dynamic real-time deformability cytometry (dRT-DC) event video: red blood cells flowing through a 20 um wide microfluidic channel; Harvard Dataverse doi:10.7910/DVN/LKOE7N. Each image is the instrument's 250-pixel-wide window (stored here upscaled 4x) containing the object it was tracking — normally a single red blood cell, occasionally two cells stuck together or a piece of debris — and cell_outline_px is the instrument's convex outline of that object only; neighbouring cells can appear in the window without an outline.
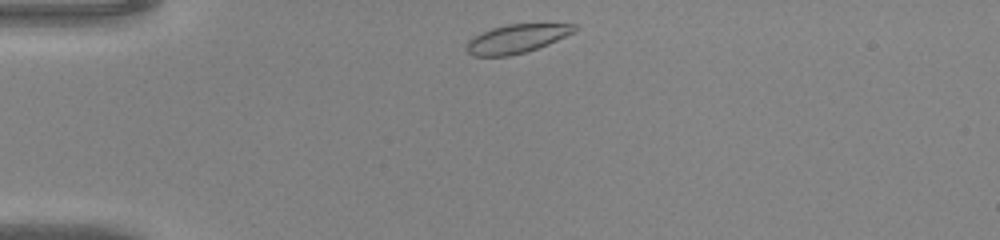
{"species": "common noctule bat (a hibernating species)", "species_latin": "Nyctalus noctula", "temperature_condition": "warm", "stored_images_in_passage": 31, "camera_frame_rate_fps": 3000, "um_per_image_px": 0.085, "animal": {"sex": "male", "body_mass_g": 20.0, "forearm_length_mm": 53.3}, "frame": {"image": 1, "passage_image": 1, "time_ms": 0.0, "image_size_px": [1000, 240], "cell_outline_px": [[580, 28], [548, 44], [524, 52], [508, 56], [472, 56], [464, 48], [468, 40], [492, 28], [508, 24], [580, 24]], "centroid_in_image_um": [43.9, 3.29], "position_along_channel_um": 41.1, "area_um2": 17.8}}
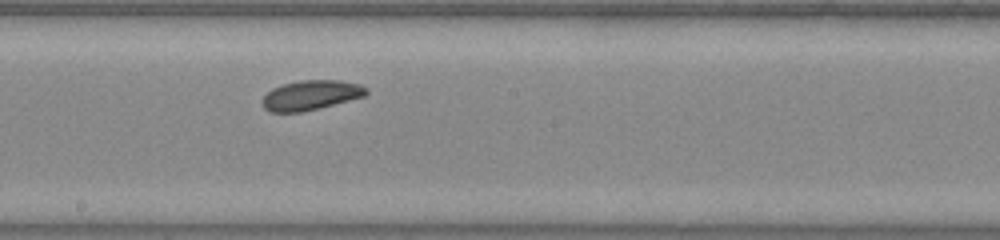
{"frame": {"image": 2, "passage_image": 16, "time_ms": 5.0, "image_size_px": [1000, 240], "cell_outline_px": [[368, 92], [364, 96], [300, 112], [272, 112], [264, 108], [260, 100], [272, 88], [284, 84], [300, 80], [340, 80], [360, 84], [368, 88]], "centroid_in_image_um": [26.4, 8.07], "position_along_channel_um": 221.8, "area_um2": 17.8}}
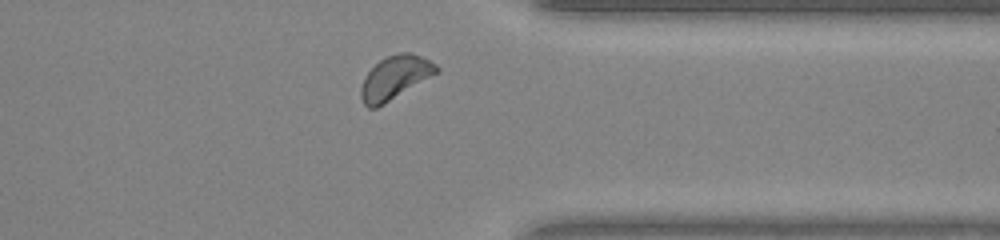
{"frame": {"image": 3, "passage_image": 27, "time_ms": 8.667, "image_size_px": [1000, 240], "cell_outline_px": [[440, 72], [384, 104], [376, 108], [368, 108], [364, 104], [360, 96], [360, 88], [368, 72], [380, 60], [388, 56], [400, 52], [408, 52], [420, 56], [436, 64], [440, 68]], "centroid_in_image_um": [33.59, 6.61], "position_along_channel_um": 377.8, "area_um2": 19.02}}